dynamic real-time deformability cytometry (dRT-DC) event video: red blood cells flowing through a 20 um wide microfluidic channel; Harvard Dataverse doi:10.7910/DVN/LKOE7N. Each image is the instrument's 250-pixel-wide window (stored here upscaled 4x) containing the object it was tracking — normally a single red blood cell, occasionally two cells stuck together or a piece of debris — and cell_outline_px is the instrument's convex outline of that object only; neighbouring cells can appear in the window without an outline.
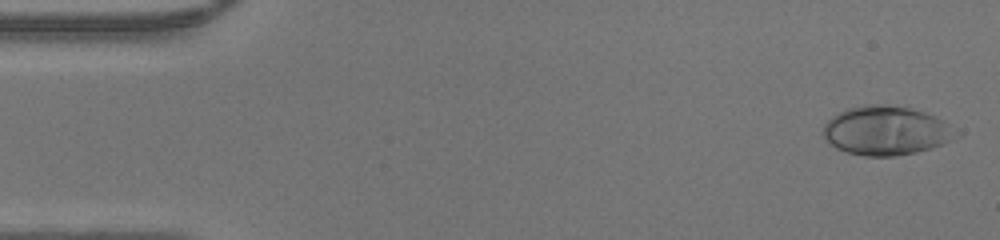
{"species": "human", "species_latin": "Homo sapiens", "temperature_condition": "warm", "stored_images_in_passage": 46, "camera_frame_rate_fps": 3000, "um_per_image_px": 0.085, "donor": {"sex": "male"}, "frame": {"image": 1, "passage_image": 1, "time_ms": 0.0, "image_size_px": [1000, 240], "cell_outline_px": [[960, 136], [952, 140], [932, 148], [916, 152], [896, 156], [864, 156], [848, 152], [836, 148], [824, 136], [824, 124], [832, 116], [848, 108], [864, 104], [884, 104], [912, 108], [936, 116], [944, 120], [956, 128]], "centroid_in_image_um": [75.38, 11.09], "position_along_channel_um": 9.6, "area_um2": 38.15}}
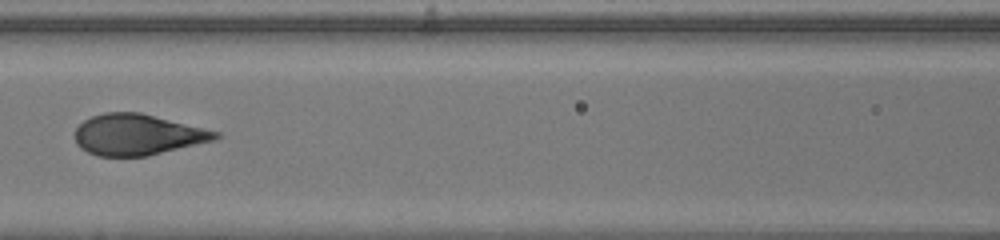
{"frame": {"image": 2, "passage_image": 20, "time_ms": 6.333, "image_size_px": [1000, 240], "cell_outline_px": [[224, 136], [216, 140], [148, 156], [96, 156], [80, 148], [76, 144], [72, 136], [76, 128], [84, 120], [92, 116], [104, 112], [140, 112], [220, 132]], "centroid_in_image_um": [11.68, 11.45], "position_along_channel_um": 154.9, "area_um2": 33.93}}
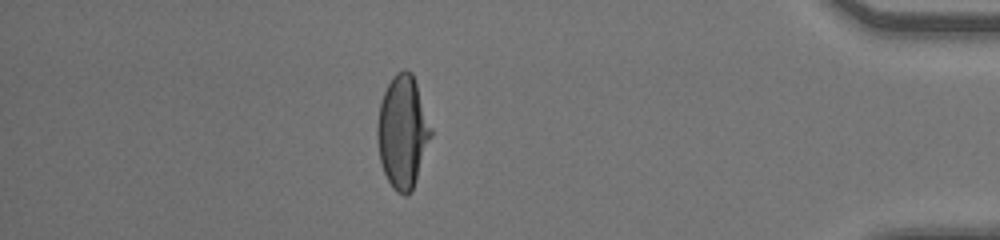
{"frame": {"image": 3, "passage_image": 40, "time_ms": 13.0, "image_size_px": [1000, 240], "cell_outline_px": [[432, 136], [412, 192], [408, 196], [404, 196], [396, 192], [392, 188], [384, 172], [380, 160], [376, 140], [376, 128], [380, 104], [384, 92], [392, 76], [396, 72], [404, 68], [412, 72], [432, 128]], "centroid_in_image_um": [34.22, 11.23], "position_along_channel_um": 401.0, "area_um2": 35.49}}